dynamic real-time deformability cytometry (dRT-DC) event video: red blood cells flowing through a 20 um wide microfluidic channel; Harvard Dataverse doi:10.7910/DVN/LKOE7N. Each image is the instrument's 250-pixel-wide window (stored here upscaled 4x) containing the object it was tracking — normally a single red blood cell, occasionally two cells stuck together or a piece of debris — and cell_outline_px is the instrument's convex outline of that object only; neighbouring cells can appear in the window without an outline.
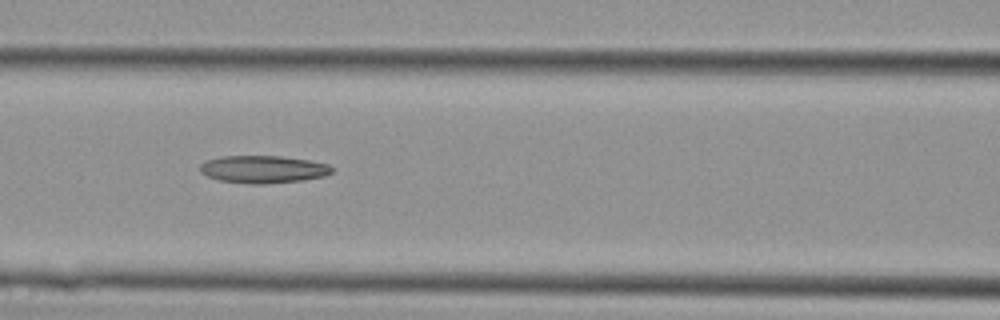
{"species": "Egyptian fruit bat (a non-hibernating species)", "species_latin": "Rousettus aegyptiacus", "temperature_condition": "cold", "stored_images_in_passage": 4, "camera_frame_rate_fps": 3000, "um_per_image_px": 0.085, "animal": {"sex": "female"}, "frame": {"image": 1, "passage_image": 4, "time_ms": 4.333, "image_size_px": [1000, 320], "cell_outline_px": [[332, 172], [324, 176], [304, 180], [260, 184], [252, 184], [220, 180], [208, 176], [200, 172], [200, 164], [204, 160], [220, 156], [280, 156], [308, 160], [328, 164], [332, 168]], "centroid_in_image_um": [22.34, 14.38], "position_along_channel_um": 144.3, "area_um2": 21.1}}